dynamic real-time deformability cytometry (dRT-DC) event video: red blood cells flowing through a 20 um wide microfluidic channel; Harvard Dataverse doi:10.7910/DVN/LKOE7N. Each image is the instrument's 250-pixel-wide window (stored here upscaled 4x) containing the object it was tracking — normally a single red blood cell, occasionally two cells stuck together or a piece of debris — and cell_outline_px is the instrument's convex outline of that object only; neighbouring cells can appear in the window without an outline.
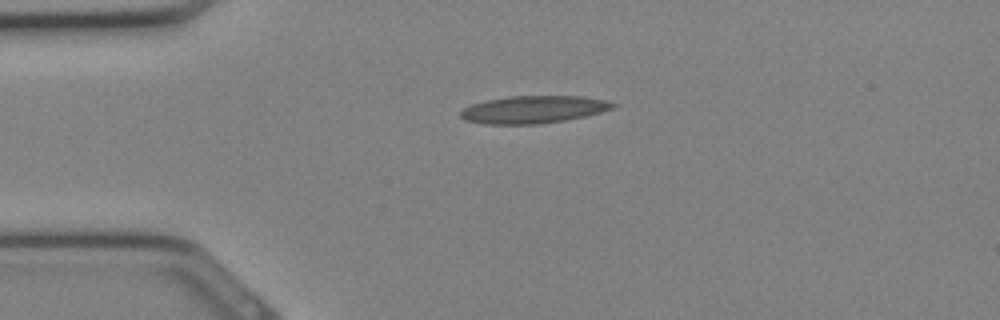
{"species": "Egyptian fruit bat (a non-hibernating species)", "species_latin": "Rousettus aegyptiacus", "temperature_condition": "cold", "stored_images_in_passage": 12, "camera_frame_rate_fps": 3000, "um_per_image_px": 0.085, "animal": {"sex": "female"}, "frame": {"image": 1, "passage_image": 6, "time_ms": 1.667, "image_size_px": [1000, 320], "cell_outline_px": [[616, 104], [612, 108], [600, 112], [584, 116], [564, 120], [540, 124], [484, 124], [464, 120], [460, 116], [460, 112], [464, 108], [472, 104], [488, 100], [508, 96], [580, 96], [604, 100]], "centroid_in_image_um": [45.29, 9.31], "position_along_channel_um": 39.7, "area_um2": 24.16}}
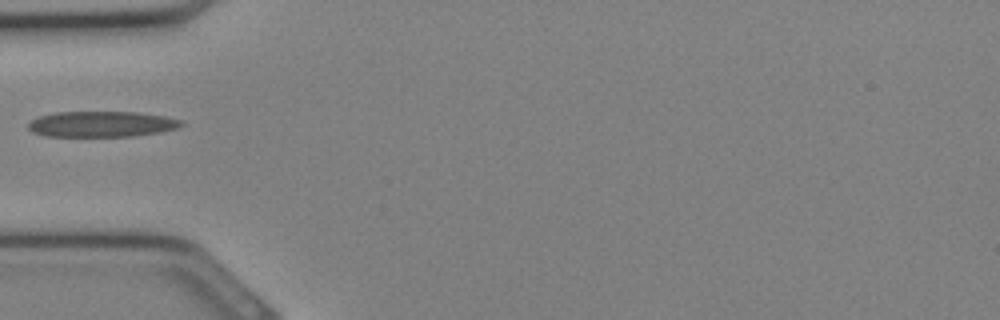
{"frame": {"image": 2, "passage_image": 9, "time_ms": 2.667, "image_size_px": [1000, 320], "cell_outline_px": [[184, 124], [180, 128], [160, 132], [132, 136], [44, 136], [32, 132], [28, 128], [28, 124], [32, 120], [40, 116], [56, 112], [136, 112], [164, 116], [184, 120]], "centroid_in_image_um": [8.68, 10.55], "position_along_channel_um": 76.3, "area_um2": 23.0}}
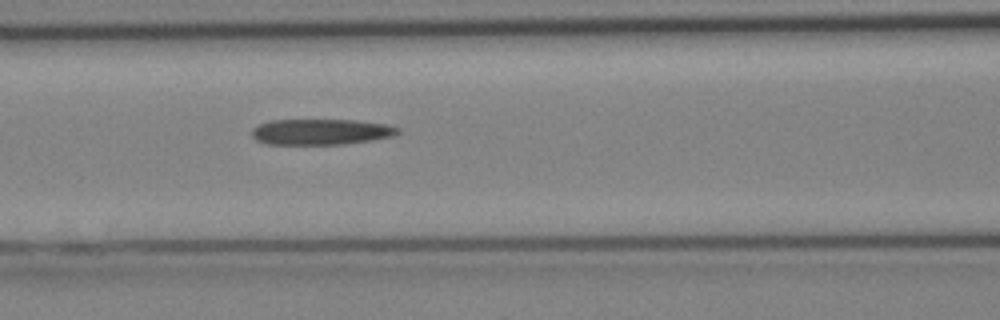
{"frame": {"image": 3, "passage_image": 12, "time_ms": 3.667, "image_size_px": [1000, 320], "cell_outline_px": [[400, 132], [392, 136], [372, 140], [344, 144], [264, 144], [256, 140], [252, 136], [252, 128], [268, 120], [356, 120], [388, 124], [400, 128]], "centroid_in_image_um": [27.28, 11.2], "position_along_channel_um": 139.3, "area_um2": 22.08}}